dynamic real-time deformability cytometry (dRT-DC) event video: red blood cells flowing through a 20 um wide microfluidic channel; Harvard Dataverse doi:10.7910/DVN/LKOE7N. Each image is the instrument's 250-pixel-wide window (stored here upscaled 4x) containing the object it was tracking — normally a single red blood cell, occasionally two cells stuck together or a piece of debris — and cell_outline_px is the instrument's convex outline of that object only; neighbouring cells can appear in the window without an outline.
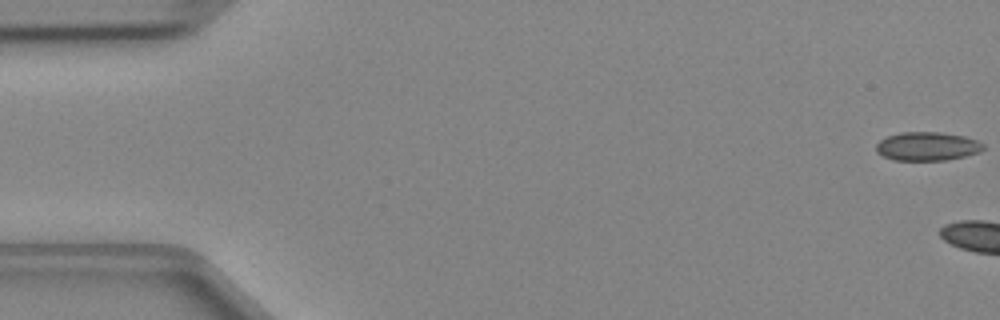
{"species": "Egyptian fruit bat (a non-hibernating species)", "species_latin": "Rousettus aegyptiacus", "temperature_condition": "cold", "stored_images_in_passage": 5, "camera_frame_rate_fps": 3000, "um_per_image_px": 0.085, "animal": {"sex": "female"}, "frame": {"image": 1, "passage_image": 1, "time_ms": 0.0, "image_size_px": [1000, 320], "cell_outline_px": [[984, 148], [980, 152], [948, 160], [892, 160], [876, 152], [876, 144], [880, 140], [888, 136], [900, 132], [940, 132], [964, 136], [976, 140], [984, 144]], "centroid_in_image_um": [78.81, 12.44], "position_along_channel_um": 6.2, "area_um2": 17.92}}